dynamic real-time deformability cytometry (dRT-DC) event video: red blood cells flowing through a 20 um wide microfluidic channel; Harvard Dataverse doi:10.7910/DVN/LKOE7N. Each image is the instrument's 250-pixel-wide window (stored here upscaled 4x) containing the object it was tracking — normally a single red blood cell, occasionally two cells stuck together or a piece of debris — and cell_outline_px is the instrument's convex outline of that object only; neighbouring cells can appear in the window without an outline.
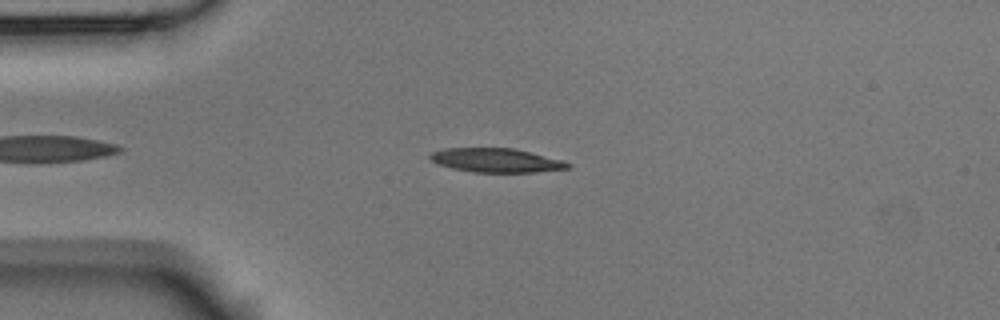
{"species": "Egyptian fruit bat (a non-hibernating species)", "species_latin": "Rousettus aegyptiacus", "temperature_condition": "room temperature", "stored_images_in_passage": 7, "camera_frame_rate_fps": 3000, "um_per_image_px": 0.085, "animal": {"sex": "male"}, "frame": {"image": 1, "passage_image": 4, "time_ms": 3.667, "image_size_px": [1000, 320], "cell_outline_px": [[572, 164], [568, 168], [536, 172], [476, 172], [452, 168], [440, 164], [432, 160], [428, 156], [432, 152], [444, 148], [516, 148], [564, 160]], "centroid_in_image_um": [42.22, 13.61], "position_along_channel_um": 42.8, "area_um2": 19.25}}
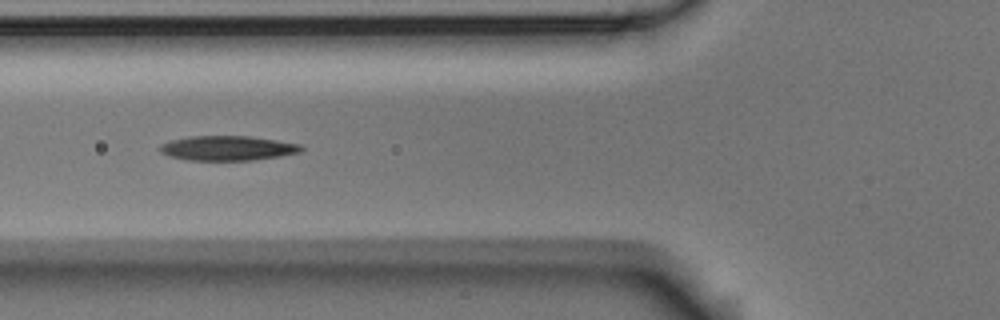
{"frame": {"image": 2, "passage_image": 6, "time_ms": 6.0, "image_size_px": [1000, 320], "cell_outline_px": [[304, 148], [300, 152], [280, 156], [252, 160], [188, 160], [168, 156], [160, 152], [160, 144], [172, 140], [192, 136], [248, 136], [300, 144]], "centroid_in_image_um": [19.33, 12.59], "position_along_channel_um": 106.5, "area_um2": 20.17}}
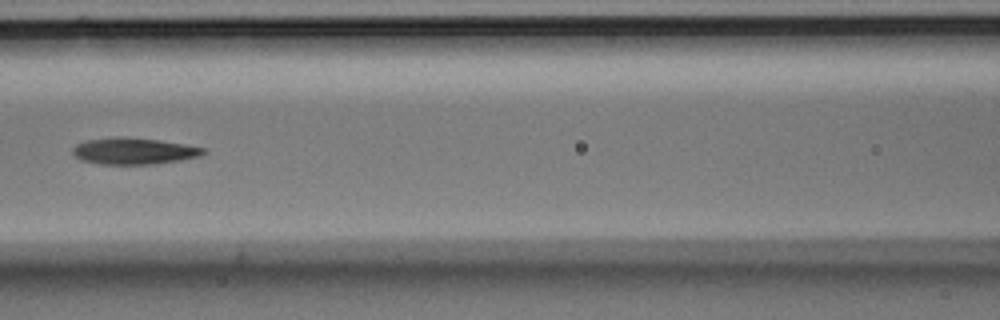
{"frame": {"image": 3, "passage_image": 7, "time_ms": 7.333, "image_size_px": [1000, 320], "cell_outline_px": [[208, 152], [200, 156], [180, 160], [152, 164], [100, 164], [80, 160], [72, 152], [72, 148], [76, 144], [88, 140], [116, 136], [120, 136], [160, 140], [184, 144], [204, 148]], "centroid_in_image_um": [11.37, 12.83], "position_along_channel_um": 155.2, "area_um2": 20.23}}